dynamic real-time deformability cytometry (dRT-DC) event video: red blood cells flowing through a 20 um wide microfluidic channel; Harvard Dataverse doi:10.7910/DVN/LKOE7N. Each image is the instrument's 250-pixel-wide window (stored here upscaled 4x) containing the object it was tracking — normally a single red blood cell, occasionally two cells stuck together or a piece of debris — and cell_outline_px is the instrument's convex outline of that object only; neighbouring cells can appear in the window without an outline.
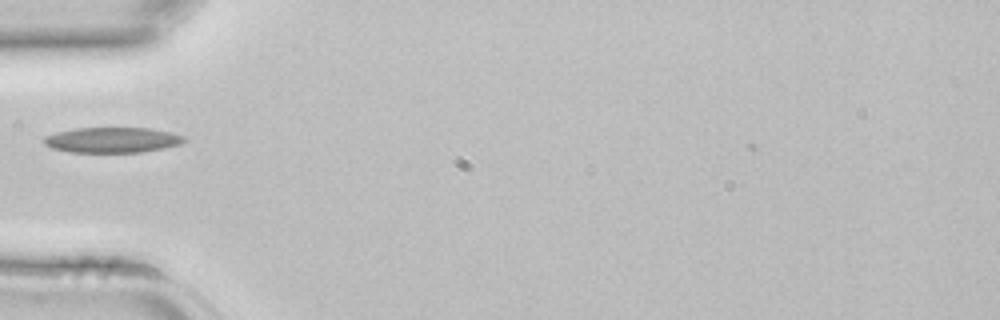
{"species": "common noctule bat (a hibernating species)", "species_latin": "Nyctalus noctula", "temperature_condition": "room temperature", "stored_images_in_passage": 2, "camera_frame_rate_fps": 3000, "um_per_image_px": 0.085, "animal": {"sex": "female", "body_mass_g": 22.7, "forearm_length_mm": 54.2}, "frame": {"image": 1, "passage_image": 2, "time_ms": 0.333, "image_size_px": [1000, 320], "cell_outline_px": [[188, 140], [180, 144], [164, 148], [140, 152], [72, 152], [52, 148], [44, 144], [44, 136], [56, 132], [76, 128], [148, 128], [172, 132], [184, 136]], "centroid_in_image_um": [9.57, 11.89], "position_along_channel_um": 75.4, "area_um2": 20.75}}